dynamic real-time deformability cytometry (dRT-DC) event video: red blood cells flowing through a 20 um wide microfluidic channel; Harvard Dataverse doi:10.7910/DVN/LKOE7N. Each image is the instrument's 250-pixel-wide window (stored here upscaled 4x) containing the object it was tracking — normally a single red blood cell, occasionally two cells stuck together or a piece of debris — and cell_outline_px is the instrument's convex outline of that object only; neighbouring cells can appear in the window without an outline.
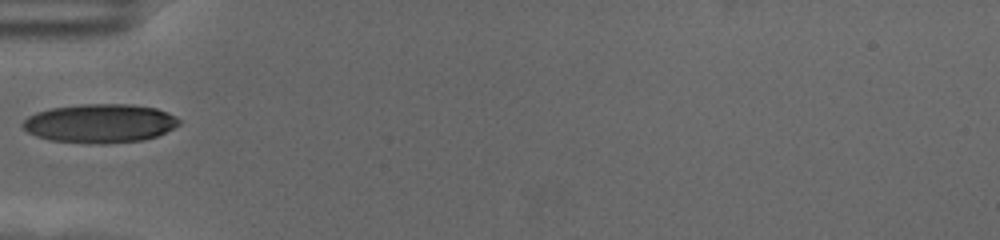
{"species": "human", "species_latin": "Homo sapiens", "temperature_condition": "cold", "stored_images_in_passage": 39, "camera_frame_rate_fps": 3000, "um_per_image_px": 0.085, "donor": {"sex": "female"}, "frame": {"image": 1, "passage_image": 1, "time_ms": 0.0, "image_size_px": [1000, 240], "cell_outline_px": [[180, 124], [156, 136], [144, 140], [104, 144], [100, 144], [48, 140], [36, 136], [28, 132], [20, 124], [28, 116], [36, 112], [52, 108], [80, 104], [132, 104], [156, 108], [168, 112], [176, 116], [180, 120]], "centroid_in_image_um": [8.49, 10.48], "position_along_channel_um": 76.5, "area_um2": 35.49}}
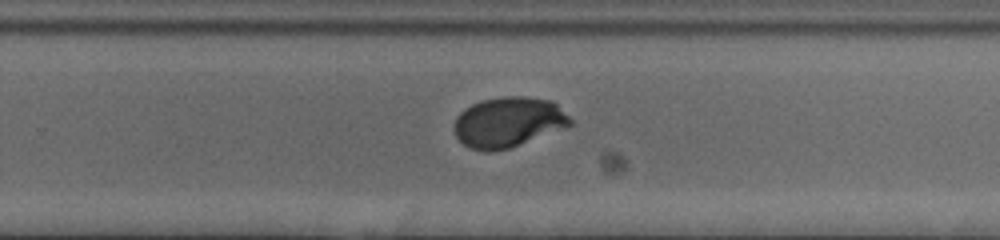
{"frame": {"image": 2, "passage_image": 19, "time_ms": 6.0, "image_size_px": [1000, 240], "cell_outline_px": [[572, 124], [508, 148], [492, 152], [484, 152], [472, 148], [464, 144], [456, 136], [456, 116], [464, 108], [472, 104], [484, 100], [504, 96], [524, 96], [552, 100], [572, 120]], "centroid_in_image_um": [43.18, 10.37], "position_along_channel_um": 286.6, "area_um2": 33.35}}
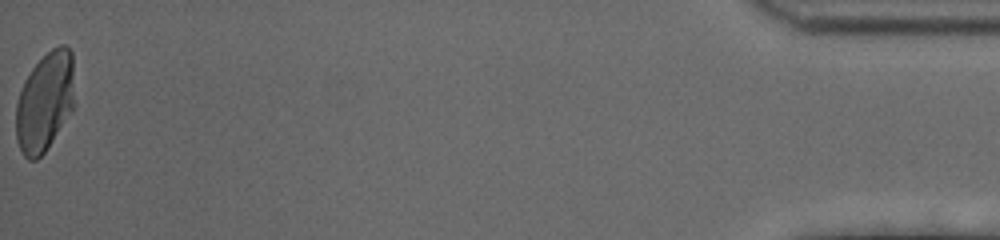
{"frame": {"image": 3, "passage_image": 39, "time_ms": 12.667, "image_size_px": [1000, 240], "cell_outline_px": [[72, 112], [44, 152], [36, 160], [28, 160], [24, 156], [16, 140], [16, 104], [24, 80], [32, 68], [52, 48], [60, 44], [64, 44], [72, 52]], "centroid_in_image_um": [3.79, 8.67], "position_along_channel_um": 431.4, "area_um2": 33.41}}